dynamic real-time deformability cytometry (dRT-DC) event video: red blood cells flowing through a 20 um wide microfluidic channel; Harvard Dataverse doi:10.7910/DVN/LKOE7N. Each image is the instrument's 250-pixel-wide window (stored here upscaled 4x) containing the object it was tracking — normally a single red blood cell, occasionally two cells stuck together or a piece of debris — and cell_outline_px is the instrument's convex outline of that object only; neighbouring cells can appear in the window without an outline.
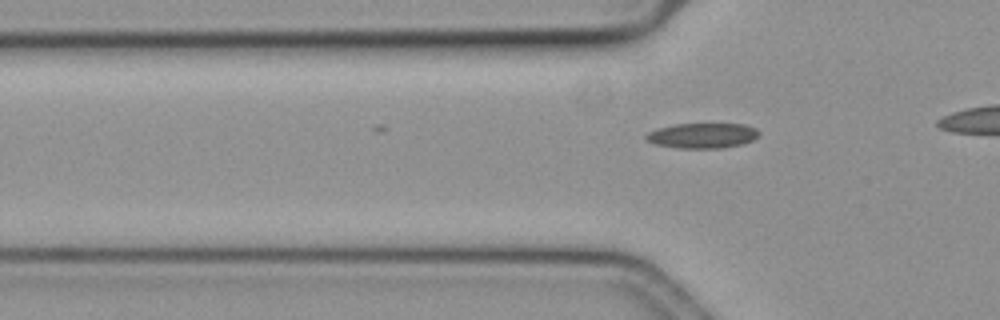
{"species": "common noctule bat (a hibernating species)", "species_latin": "Nyctalus noctula", "temperature_condition": "cold", "stored_images_in_passage": 14, "camera_frame_rate_fps": 3000, "um_per_image_px": 0.085, "animal": {"sex": "female", "body_mass_g": 19.3, "forearm_length_mm": 54.1}, "frame": {"image": 1, "passage_image": 14, "time_ms": 4.333, "image_size_px": [1000, 320], "cell_outline_px": [[760, 132], [752, 140], [744, 144], [720, 148], [676, 148], [656, 144], [648, 140], [644, 136], [648, 132], [656, 128], [676, 124], [744, 124], [756, 128]], "centroid_in_image_um": [59.7, 11.52], "position_along_channel_um": 66.1, "area_um2": 16.53}}